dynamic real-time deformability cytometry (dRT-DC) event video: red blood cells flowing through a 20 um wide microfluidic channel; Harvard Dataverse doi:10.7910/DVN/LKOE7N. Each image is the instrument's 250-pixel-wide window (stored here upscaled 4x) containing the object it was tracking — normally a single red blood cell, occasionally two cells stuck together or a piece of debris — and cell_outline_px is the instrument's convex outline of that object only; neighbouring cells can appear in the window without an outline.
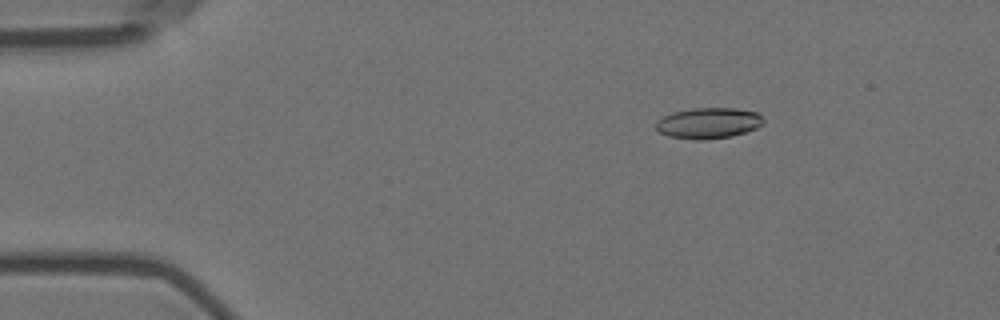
{"species": "Egyptian fruit bat (a non-hibernating species)", "species_latin": "Rousettus aegyptiacus", "temperature_condition": "room temperature", "stored_images_in_passage": 10, "camera_frame_rate_fps": 3000, "um_per_image_px": 0.085, "animal": {"sex": "female"}, "frame": {"image": 1, "passage_image": 1, "time_ms": 0.0, "image_size_px": [1000, 320], "cell_outline_px": [[764, 124], [756, 128], [732, 136], [700, 140], [696, 140], [668, 136], [660, 132], [656, 128], [656, 120], [672, 112], [692, 108], [736, 108], [756, 112], [764, 120]], "centroid_in_image_um": [60.2, 10.46], "position_along_channel_um": 24.8, "area_um2": 19.31}}
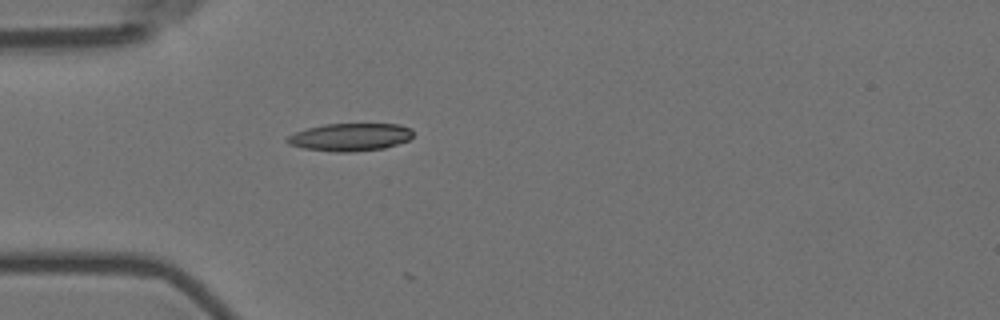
{"frame": {"image": 2, "passage_image": 9, "time_ms": 2.667, "image_size_px": [1000, 320], "cell_outline_px": [[412, 136], [408, 140], [384, 148], [352, 152], [336, 152], [304, 148], [288, 144], [284, 140], [288, 136], [296, 132], [308, 128], [324, 124], [400, 124], [412, 128]], "centroid_in_image_um": [29.76, 11.65], "position_along_channel_um": 55.2, "area_um2": 20.29}}